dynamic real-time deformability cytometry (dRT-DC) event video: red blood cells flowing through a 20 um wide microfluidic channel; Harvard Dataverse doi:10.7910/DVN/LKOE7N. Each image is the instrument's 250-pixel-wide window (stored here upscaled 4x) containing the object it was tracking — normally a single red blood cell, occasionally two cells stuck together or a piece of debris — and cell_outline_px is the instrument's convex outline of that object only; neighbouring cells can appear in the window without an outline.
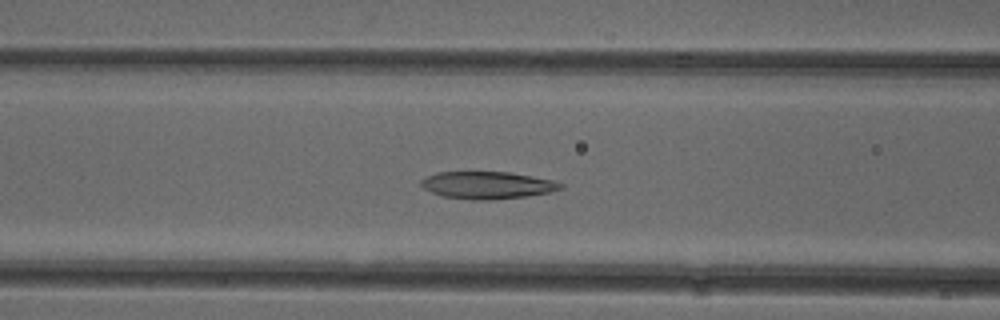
{"species": "common noctule bat (a hibernating species)", "species_latin": "Nyctalus noctula", "temperature_condition": "cold", "stored_images_in_passage": 52, "camera_frame_rate_fps": 3000, "um_per_image_px": 0.085, "animal": {"sex": "female"}, "frame": {"image": 1, "passage_image": 21, "time_ms": 6.667, "image_size_px": [1000, 320], "cell_outline_px": [[564, 188], [548, 192], [528, 196], [492, 200], [472, 200], [444, 196], [432, 192], [424, 188], [420, 184], [420, 180], [436, 172], [508, 172], [532, 176], [552, 180], [564, 184]], "centroid_in_image_um": [41.43, 15.74], "position_along_channel_um": 125.2, "area_um2": 22.14}}
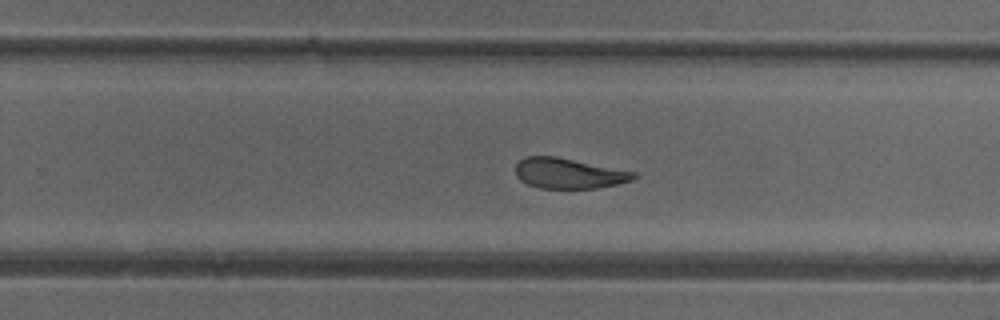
{"frame": {"image": 2, "passage_image": 33, "time_ms": 10.667, "image_size_px": [1000, 320], "cell_outline_px": [[636, 176], [632, 180], [616, 184], [596, 188], [540, 188], [528, 184], [520, 180], [516, 176], [516, 164], [524, 156], [556, 156], [636, 172]], "centroid_in_image_um": [48.31, 14.73], "position_along_channel_um": 281.5, "area_um2": 20.81}}
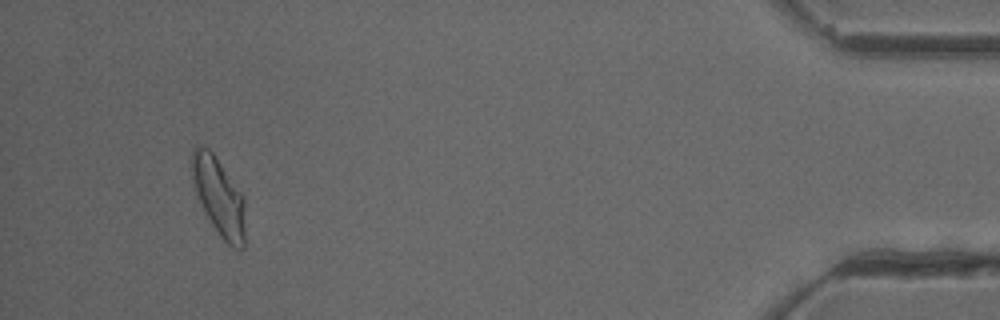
{"frame": {"image": 3, "passage_image": 49, "time_ms": 16.0, "image_size_px": [1000, 320], "cell_outline_px": [[244, 248], [232, 248], [220, 236], [212, 224], [196, 192], [192, 176], [192, 148], [208, 148], [212, 152], [244, 196]], "centroid_in_image_um": [18.63, 16.73], "position_along_channel_um": 416.6, "area_um2": 23.47}, "authors_computed_cell_mechanics": {"area_um2": 23.2934, "velocity_mm_per_s": 3.915, "shape_relaxation_time_tau1_ms": 8.8204, "shape_relaxation_time_tau2_ms": 2.1602, "deformation_change_tau1": 0.233, "deformation_change_tau2": 0.1043}}